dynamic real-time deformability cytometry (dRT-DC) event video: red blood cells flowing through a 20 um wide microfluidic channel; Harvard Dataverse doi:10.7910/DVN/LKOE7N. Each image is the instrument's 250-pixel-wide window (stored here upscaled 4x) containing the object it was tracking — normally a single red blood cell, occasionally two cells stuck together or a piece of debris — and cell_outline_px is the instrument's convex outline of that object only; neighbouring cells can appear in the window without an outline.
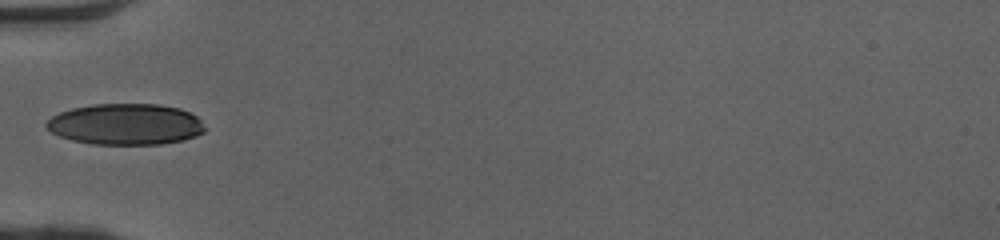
{"species": "human", "species_latin": "Homo sapiens", "temperature_condition": "cold", "stored_images_in_passage": 33, "camera_frame_rate_fps": 3000, "um_per_image_px": 0.085, "donor": {"sex": "female"}, "frame": {"image": 1, "passage_image": 1, "time_ms": 0.0, "image_size_px": [1000, 240], "cell_outline_px": [[208, 128], [204, 132], [196, 136], [184, 140], [160, 144], [92, 144], [72, 140], [60, 136], [52, 132], [44, 124], [52, 116], [60, 112], [72, 108], [92, 104], [160, 104], [180, 108], [196, 116]], "centroid_in_image_um": [10.71, 10.56], "position_along_channel_um": 74.3, "area_um2": 38.15}}
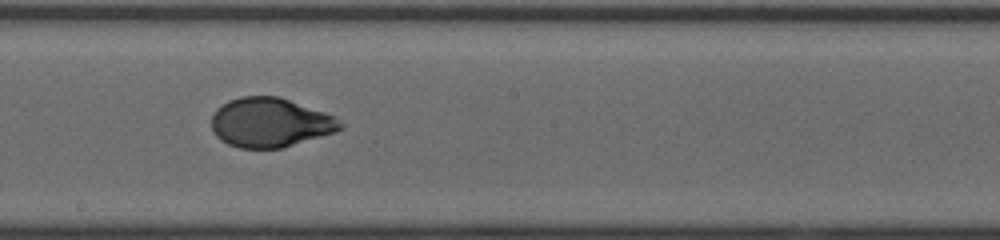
{"frame": {"image": 2, "passage_image": 12, "time_ms": 3.667, "image_size_px": [1000, 240], "cell_outline_px": [[344, 128], [336, 132], [280, 148], [240, 148], [228, 144], [220, 140], [212, 132], [212, 116], [216, 108], [228, 100], [240, 96], [280, 96], [336, 116], [344, 124]], "centroid_in_image_um": [22.97, 10.4], "position_along_channel_um": 225.2, "area_um2": 37.34}}
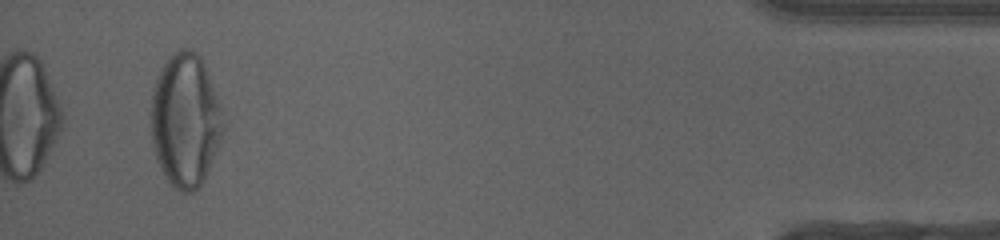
{"frame": {"image": 3, "passage_image": 31, "time_ms": 10.0, "image_size_px": [1000, 240], "cell_outline_px": [[224, 128], [220, 144], [204, 180], [192, 192], [180, 192], [168, 180], [156, 160], [152, 144], [152, 92], [156, 76], [160, 68], [168, 56], [180, 48], [188, 48], [196, 52], [200, 56], [204, 64], [220, 104]], "centroid_in_image_um": [15.75, 10.2], "position_along_channel_um": 419.4, "area_um2": 56.07}, "authors_computed_cell_mechanics": {"area_um2": 38.148, "velocity_mm_per_s": 4.1008, "shape_relaxation_time_tau1_ms": 3.6424, "shape_relaxation_time_tau2_ms": null, "deformation_change_tau1": 0.169, "deformation_change_tau2": null}}